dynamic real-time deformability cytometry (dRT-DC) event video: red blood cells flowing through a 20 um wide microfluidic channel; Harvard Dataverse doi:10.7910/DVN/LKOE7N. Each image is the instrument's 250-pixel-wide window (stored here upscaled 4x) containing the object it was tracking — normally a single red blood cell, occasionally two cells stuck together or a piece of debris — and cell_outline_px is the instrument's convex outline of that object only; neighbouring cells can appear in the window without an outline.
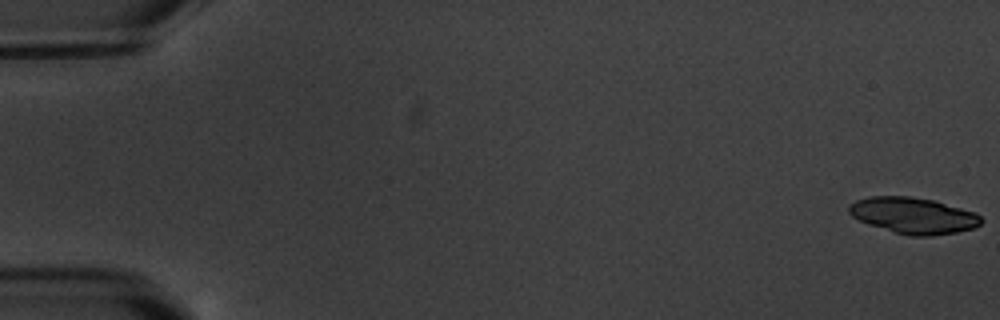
{"species": "common noctule bat (a hibernating species)", "species_latin": "Nyctalus noctula", "temperature_condition": "warm", "stored_images_in_passage": 4, "camera_frame_rate_fps": 3000, "um_per_image_px": 0.085, "animal": {"sex": "male", "body_mass_g": 20.1, "forearm_length_mm": 53.5}, "frame": {"image": 1, "passage_image": 1, "time_ms": 0.0, "image_size_px": [1000, 320], "cell_outline_px": [[984, 220], [980, 224], [972, 228], [956, 232], [932, 236], [908, 236], [868, 224], [852, 216], [848, 212], [848, 204], [856, 200], [868, 196], [908, 196], [932, 200], [976, 212]], "centroid_in_image_um": [77.62, 18.32], "position_along_channel_um": 7.4, "area_um2": 27.86}}